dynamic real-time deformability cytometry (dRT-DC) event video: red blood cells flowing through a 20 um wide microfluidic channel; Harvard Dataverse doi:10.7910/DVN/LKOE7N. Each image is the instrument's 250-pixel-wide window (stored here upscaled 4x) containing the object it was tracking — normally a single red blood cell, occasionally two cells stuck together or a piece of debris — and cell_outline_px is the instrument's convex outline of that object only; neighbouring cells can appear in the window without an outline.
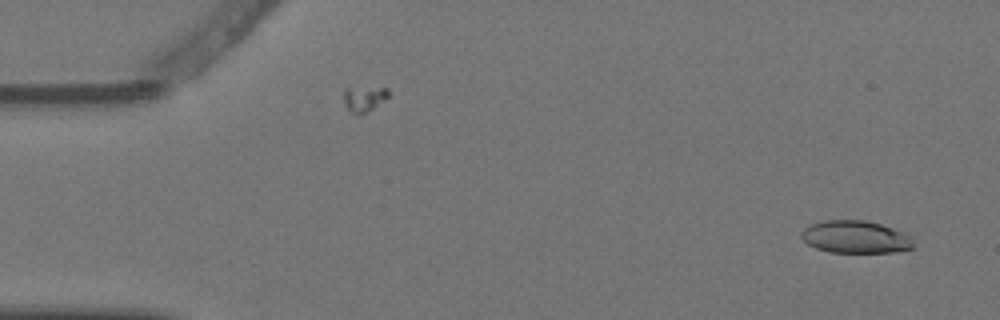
{"species": "Egyptian fruit bat (a non-hibernating species)", "species_latin": "Rousettus aegyptiacus", "temperature_condition": "warm", "stored_images_in_passage": 2, "camera_frame_rate_fps": 3000, "um_per_image_px": 0.085, "animal": {"sex": "female"}, "frame": {"image": 1, "passage_image": 2, "time_ms": 0.333, "image_size_px": [1000, 320], "cell_outline_px": [[912, 248], [896, 252], [828, 252], [816, 248], [808, 244], [800, 236], [800, 232], [808, 224], [824, 220], [864, 220], [880, 224], [908, 232], [912, 236]], "centroid_in_image_um": [72.72, 20.13], "position_along_channel_um": 12.3, "area_um2": 21.5}}